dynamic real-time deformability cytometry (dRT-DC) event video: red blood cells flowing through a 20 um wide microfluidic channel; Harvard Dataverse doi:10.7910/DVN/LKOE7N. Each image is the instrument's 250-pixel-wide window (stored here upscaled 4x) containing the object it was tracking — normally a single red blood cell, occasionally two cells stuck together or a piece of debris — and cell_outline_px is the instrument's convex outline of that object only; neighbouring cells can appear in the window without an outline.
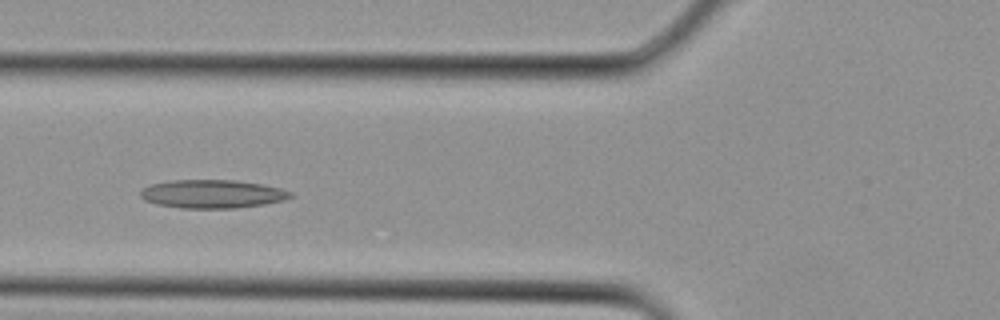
{"species": "Egyptian fruit bat (a non-hibernating species)", "species_latin": "Rousettus aegyptiacus", "temperature_condition": "cold", "stored_images_in_passage": 20, "camera_frame_rate_fps": 3000, "um_per_image_px": 0.085, "animal": {"sex": "female"}, "frame": {"image": 1, "passage_image": 11, "time_ms": 3.333, "image_size_px": [1000, 320], "cell_outline_px": [[292, 196], [284, 200], [264, 204], [236, 208], [180, 208], [156, 204], [144, 200], [140, 196], [140, 192], [144, 188], [152, 184], [172, 180], [236, 180], [260, 184], [280, 188], [292, 192]], "centroid_in_image_um": [18.04, 16.49], "position_along_channel_um": 107.8, "area_um2": 24.74}}
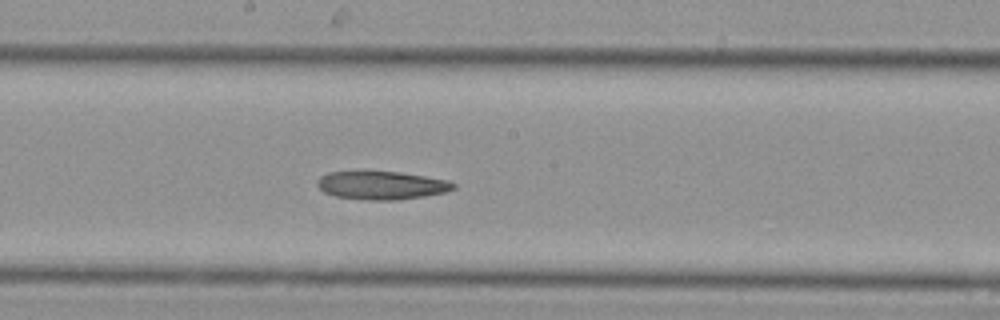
{"frame": {"image": 2, "passage_image": 16, "time_ms": 5.0, "image_size_px": [1000, 320], "cell_outline_px": [[456, 188], [444, 192], [424, 196], [396, 200], [368, 200], [336, 196], [324, 192], [316, 184], [316, 180], [320, 176], [328, 172], [400, 172], [448, 180], [456, 184]], "centroid_in_image_um": [32.43, 15.75], "position_along_channel_um": 215.8, "area_um2": 22.25}}
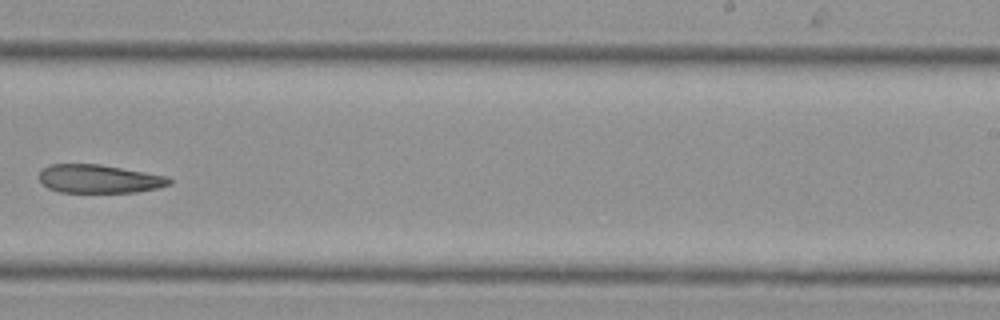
{"frame": {"image": 3, "passage_image": 19, "time_ms": 6.0, "image_size_px": [1000, 320], "cell_outline_px": [[172, 184], [160, 188], [136, 192], [60, 192], [48, 188], [40, 180], [40, 172], [48, 164], [100, 164], [168, 176], [172, 180]], "centroid_in_image_um": [8.47, 15.2], "position_along_channel_um": 280.5, "area_um2": 21.62}}